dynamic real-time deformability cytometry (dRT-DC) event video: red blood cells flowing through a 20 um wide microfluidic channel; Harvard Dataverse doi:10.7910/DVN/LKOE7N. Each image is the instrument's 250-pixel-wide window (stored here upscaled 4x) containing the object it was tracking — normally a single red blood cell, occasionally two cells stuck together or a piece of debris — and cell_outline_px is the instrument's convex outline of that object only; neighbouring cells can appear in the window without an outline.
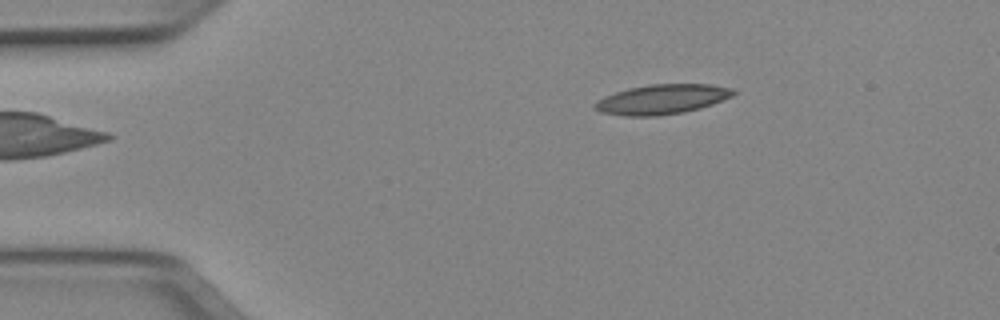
{"species": "Egyptian fruit bat (a non-hibernating species)", "species_latin": "Rousettus aegyptiacus", "temperature_condition": "cold", "stored_images_in_passage": 43, "camera_frame_rate_fps": 3000, "um_per_image_px": 0.085, "animal": {"sex": "female"}, "frame": {"image": 1, "passage_image": 1, "time_ms": 0.0, "image_size_px": [1000, 320], "cell_outline_px": [[736, 92], [732, 96], [712, 104], [700, 108], [684, 112], [656, 116], [624, 116], [600, 112], [592, 108], [592, 104], [596, 100], [604, 96], [628, 88], [648, 84], [708, 84], [732, 88]], "centroid_in_image_um": [56.21, 8.44], "position_along_channel_um": 28.8, "area_um2": 24.16}}
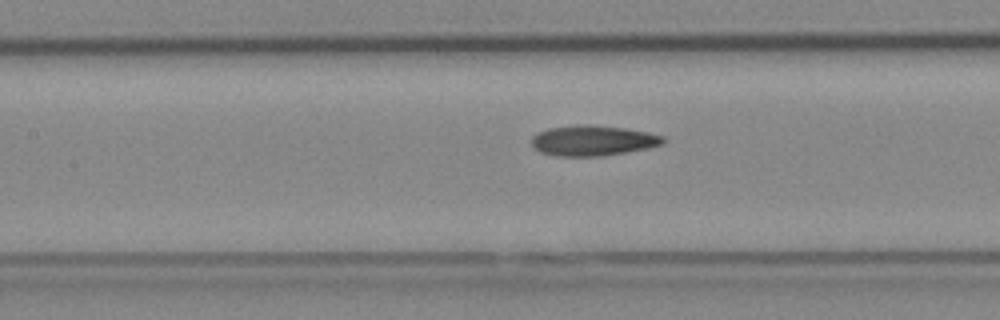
{"frame": {"image": 2, "passage_image": 15, "time_ms": 4.667, "image_size_px": [1000, 320], "cell_outline_px": [[664, 144], [648, 148], [604, 156], [556, 156], [540, 152], [532, 144], [532, 136], [548, 128], [576, 124], [588, 124], [624, 128], [648, 132], [664, 136]], "centroid_in_image_um": [50.41, 11.94], "position_along_channel_um": 157.0, "area_um2": 23.35}}
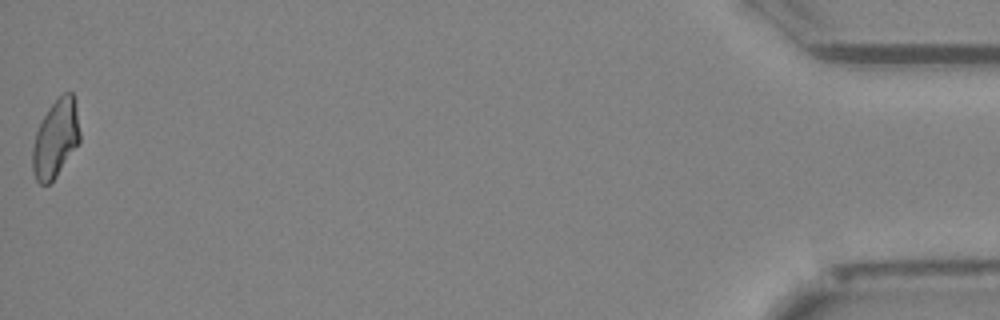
{"frame": {"image": 3, "passage_image": 43, "time_ms": 14.0, "image_size_px": [1000, 320], "cell_outline_px": [[80, 140], [56, 176], [48, 184], [40, 184], [36, 180], [32, 168], [32, 148], [36, 132], [48, 108], [64, 92], [72, 92], [76, 100], [80, 132]], "centroid_in_image_um": [4.73, 11.76], "position_along_channel_um": 430.5, "area_um2": 21.27}, "authors_computed_cell_mechanics": {"area_um2": 22.3686, "velocity_mm_per_s": 3.9613, "shape_relaxation_time_tau1_ms": null, "shape_relaxation_time_tau2_ms": 5.3791, "deformation_change_tau1": null, "deformation_change_tau2": 0.1432}}